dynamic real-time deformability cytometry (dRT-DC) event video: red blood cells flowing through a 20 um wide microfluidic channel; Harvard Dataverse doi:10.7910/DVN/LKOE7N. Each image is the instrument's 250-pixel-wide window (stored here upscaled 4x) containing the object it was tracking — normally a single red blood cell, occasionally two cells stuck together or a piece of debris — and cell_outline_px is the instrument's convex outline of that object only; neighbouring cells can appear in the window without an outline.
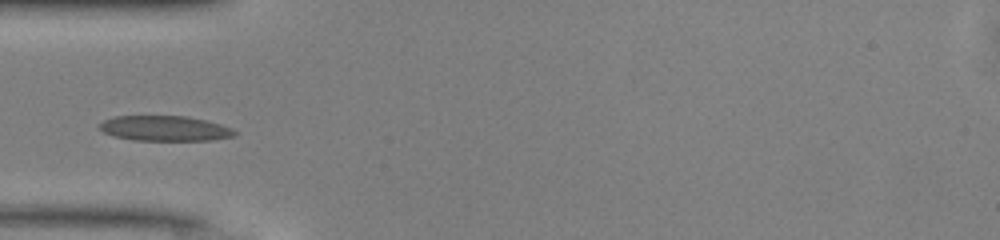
{"species": "common noctule bat (a hibernating species)", "species_latin": "Nyctalus noctula", "temperature_condition": "warm", "stored_images_in_passage": 35, "camera_frame_rate_fps": 3000, "um_per_image_px": 0.085, "animal": {"sex": "male", "body_mass_g": 13.0, "forearm_length_mm": 53.1}, "frame": {"image": 1, "passage_image": 1, "time_ms": 0.0, "image_size_px": [1000, 240], "cell_outline_px": [[236, 136], [212, 140], [132, 140], [112, 136], [104, 132], [100, 128], [100, 124], [104, 120], [112, 116], [188, 116], [220, 124], [232, 128], [236, 132]], "centroid_in_image_um": [14.01, 10.91], "position_along_channel_um": 71.0, "area_um2": 19.83}}
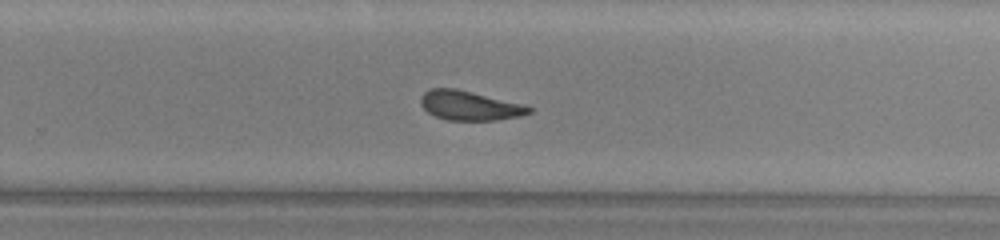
{"frame": {"image": 2, "passage_image": 17, "time_ms": 5.333, "image_size_px": [1000, 240], "cell_outline_px": [[532, 112], [520, 116], [496, 120], [448, 120], [436, 116], [428, 112], [420, 104], [420, 96], [428, 88], [456, 88], [524, 104], [532, 108]], "centroid_in_image_um": [39.9, 8.96], "position_along_channel_um": 289.9, "area_um2": 18.61}}
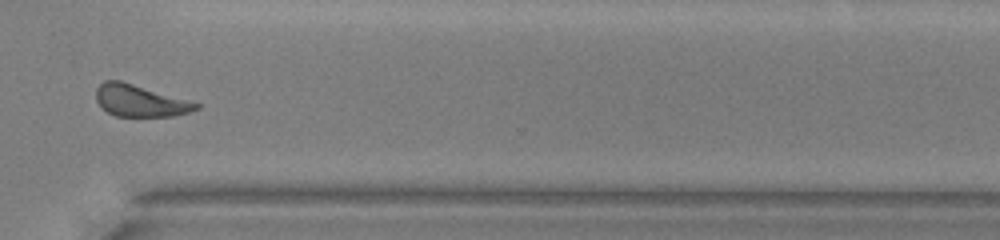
{"frame": {"image": 3, "passage_image": 22, "time_ms": 7.0, "image_size_px": [1000, 240], "cell_outline_px": [[200, 108], [188, 112], [172, 116], [116, 116], [108, 112], [96, 100], [96, 88], [104, 80], [120, 80], [200, 104]], "centroid_in_image_um": [11.87, 8.56], "position_along_channel_um": 358.7, "area_um2": 18.15}}